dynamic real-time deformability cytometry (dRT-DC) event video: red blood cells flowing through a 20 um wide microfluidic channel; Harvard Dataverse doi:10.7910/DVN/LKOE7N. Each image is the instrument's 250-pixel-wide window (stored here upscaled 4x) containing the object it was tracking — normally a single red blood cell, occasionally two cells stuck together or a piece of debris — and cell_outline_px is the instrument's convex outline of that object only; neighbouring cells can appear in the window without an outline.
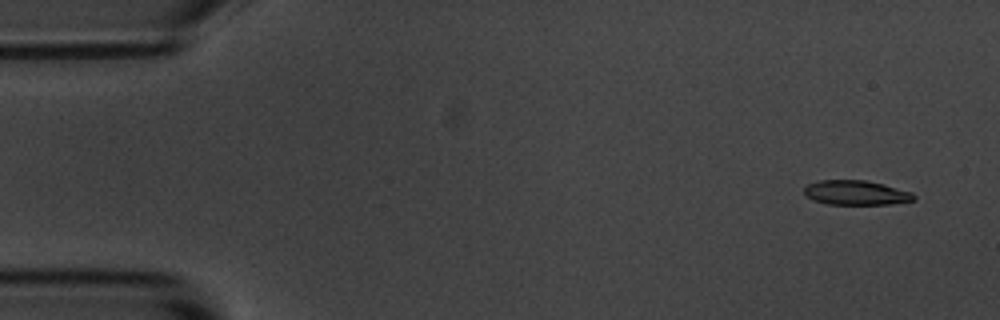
{"species": "common noctule bat (a hibernating species)", "species_latin": "Nyctalus noctula", "temperature_condition": "room temperature", "stored_images_in_passage": 6, "segment_of_instrument_passage": [2, 2], "camera_frame_rate_fps": 3000, "um_per_image_px": 0.085, "animal": {"sex": "male", "body_mass_g": 20.1, "forearm_length_mm": 53.5}, "frame": {"image": 1, "passage_image": 6, "time_ms": 6.0, "image_size_px": [1000, 320], "cell_outline_px": [[916, 200], [888, 204], [828, 204], [812, 200], [804, 192], [804, 188], [808, 184], [820, 180], [864, 180], [884, 184], [912, 192], [916, 196]], "centroid_in_image_um": [72.78, 16.38], "position_along_channel_um": 12.2, "area_um2": 15.66}}